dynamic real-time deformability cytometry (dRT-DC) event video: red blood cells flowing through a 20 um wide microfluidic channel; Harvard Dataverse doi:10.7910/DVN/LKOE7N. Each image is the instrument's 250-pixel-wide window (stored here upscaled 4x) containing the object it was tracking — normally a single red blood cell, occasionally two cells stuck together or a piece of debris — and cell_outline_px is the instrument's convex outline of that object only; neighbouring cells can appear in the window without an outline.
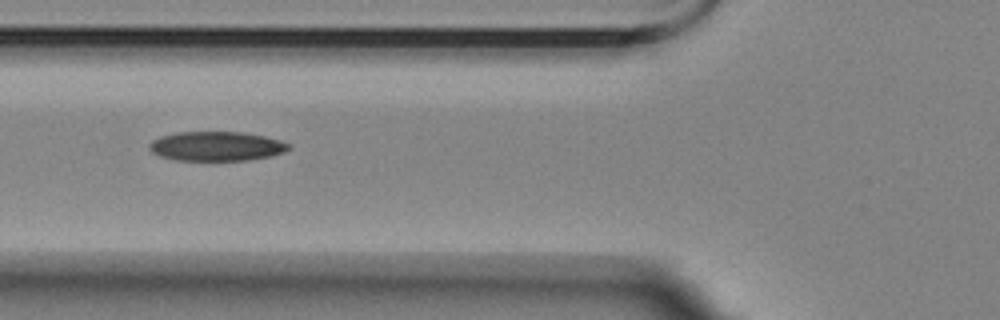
{"species": "Egyptian fruit bat (a non-hibernating species)", "species_latin": "Rousettus aegyptiacus", "temperature_condition": "room temperature", "stored_images_in_passage": 15, "camera_frame_rate_fps": 3000, "um_per_image_px": 0.085, "animal": {"sex": "female"}, "frame": {"image": 1, "passage_image": 6, "time_ms": 6.667, "image_size_px": [1000, 320], "cell_outline_px": [[292, 148], [284, 152], [272, 156], [248, 160], [172, 160], [160, 156], [152, 152], [148, 148], [148, 144], [152, 140], [160, 136], [176, 132], [244, 132], [264, 136], [280, 140], [292, 144]], "centroid_in_image_um": [18.41, 12.43], "position_along_channel_um": 107.4, "area_um2": 24.16}}
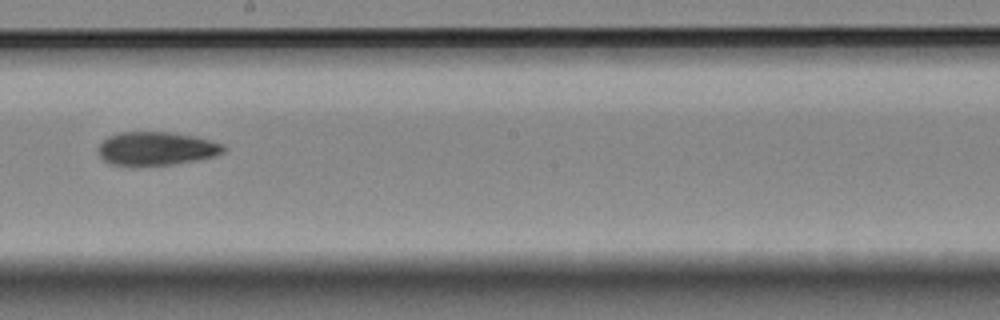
{"frame": {"image": 2, "passage_image": 9, "time_ms": 10.333, "image_size_px": [1000, 320], "cell_outline_px": [[224, 152], [216, 156], [172, 164], [112, 164], [104, 160], [100, 156], [100, 144], [108, 136], [120, 132], [168, 132], [192, 136], [224, 144]], "centroid_in_image_um": [13.31, 12.61], "position_along_channel_um": 234.9, "area_um2": 23.7}}
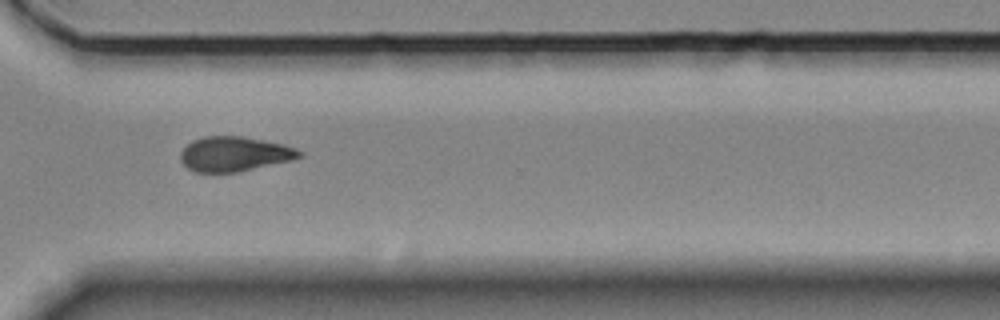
{"frame": {"image": 3, "passage_image": 12, "time_ms": 13.667, "image_size_px": [1000, 320], "cell_outline_px": [[304, 156], [292, 160], [236, 172], [196, 172], [188, 168], [180, 160], [180, 152], [192, 140], [204, 136], [240, 136], [284, 144], [296, 148], [304, 152]], "centroid_in_image_um": [19.94, 13.08], "position_along_channel_um": 350.7, "area_um2": 24.04}, "authors_computed_cell_mechanics": {"area_um2": 24.3916, "velocity_mm_per_s": 3.4782, "shape_relaxation_time_tau1_ms": 5.8208, "shape_relaxation_time_tau2_ms": 6.8596, "deformation_change_tau1": 0.1398, "deformation_change_tau2": 0.1372}}